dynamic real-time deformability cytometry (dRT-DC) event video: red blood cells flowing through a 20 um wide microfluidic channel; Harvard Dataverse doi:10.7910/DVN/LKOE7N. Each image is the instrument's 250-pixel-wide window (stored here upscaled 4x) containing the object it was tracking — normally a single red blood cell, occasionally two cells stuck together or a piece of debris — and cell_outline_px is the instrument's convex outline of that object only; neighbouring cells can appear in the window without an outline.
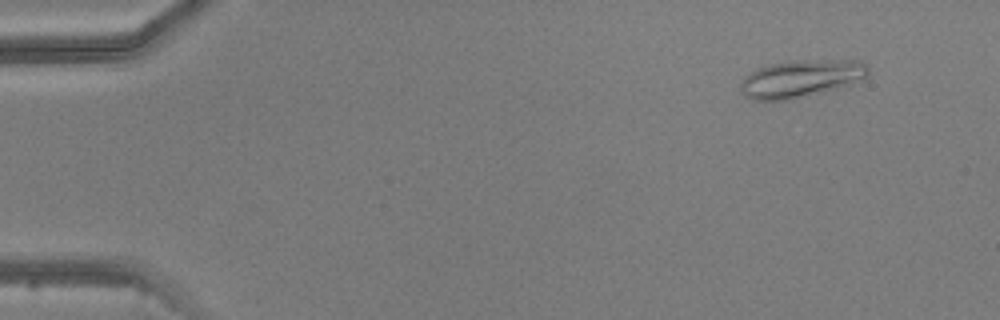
{"species": "common noctule bat (a hibernating species)", "species_latin": "Nyctalus noctula", "temperature_condition": "warm", "stored_images_in_passage": 5, "camera_frame_rate_fps": 3000, "um_per_image_px": 0.085, "animal": {"sex": "male", "body_mass_g": 20.5, "forearm_length_mm": 52.5}, "frame": {"image": 1, "passage_image": 5, "time_ms": 5.0, "image_size_px": [1000, 320], "cell_outline_px": [[868, 76], [864, 80], [852, 84], [788, 100], [756, 100], [744, 96], [740, 88], [740, 84], [744, 76], [756, 68], [772, 64], [792, 60], [856, 60], [868, 64]], "centroid_in_image_um": [68.09, 6.67], "position_along_channel_um": 16.9, "area_um2": 27.92}}